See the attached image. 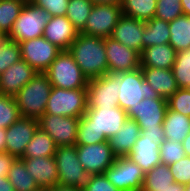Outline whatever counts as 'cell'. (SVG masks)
I'll list each match as a JSON object with an SVG mask.
<instances>
[{
  "label": "cell",
  "instance_id": "6da1fadb",
  "mask_svg": "<svg viewBox=\"0 0 190 191\" xmlns=\"http://www.w3.org/2000/svg\"><path fill=\"white\" fill-rule=\"evenodd\" d=\"M68 51L88 80L108 73L104 38L79 33Z\"/></svg>",
  "mask_w": 190,
  "mask_h": 191
},
{
  "label": "cell",
  "instance_id": "7a4b0ae2",
  "mask_svg": "<svg viewBox=\"0 0 190 191\" xmlns=\"http://www.w3.org/2000/svg\"><path fill=\"white\" fill-rule=\"evenodd\" d=\"M51 90L47 75L38 72L14 96L21 117L38 120L45 113Z\"/></svg>",
  "mask_w": 190,
  "mask_h": 191
},
{
  "label": "cell",
  "instance_id": "3957f363",
  "mask_svg": "<svg viewBox=\"0 0 190 191\" xmlns=\"http://www.w3.org/2000/svg\"><path fill=\"white\" fill-rule=\"evenodd\" d=\"M54 158L59 185L83 189L92 180L94 174L85 171L79 162L76 145L57 147Z\"/></svg>",
  "mask_w": 190,
  "mask_h": 191
},
{
  "label": "cell",
  "instance_id": "277c9868",
  "mask_svg": "<svg viewBox=\"0 0 190 191\" xmlns=\"http://www.w3.org/2000/svg\"><path fill=\"white\" fill-rule=\"evenodd\" d=\"M44 73L52 87L62 89L87 88L89 82L69 51H61Z\"/></svg>",
  "mask_w": 190,
  "mask_h": 191
},
{
  "label": "cell",
  "instance_id": "5b68a950",
  "mask_svg": "<svg viewBox=\"0 0 190 191\" xmlns=\"http://www.w3.org/2000/svg\"><path fill=\"white\" fill-rule=\"evenodd\" d=\"M161 97L145 81L141 68L118 73V106L127 111L143 98Z\"/></svg>",
  "mask_w": 190,
  "mask_h": 191
},
{
  "label": "cell",
  "instance_id": "8992f818",
  "mask_svg": "<svg viewBox=\"0 0 190 191\" xmlns=\"http://www.w3.org/2000/svg\"><path fill=\"white\" fill-rule=\"evenodd\" d=\"M87 88L52 87L44 114L80 118L87 110Z\"/></svg>",
  "mask_w": 190,
  "mask_h": 191
},
{
  "label": "cell",
  "instance_id": "52a82bcc",
  "mask_svg": "<svg viewBox=\"0 0 190 191\" xmlns=\"http://www.w3.org/2000/svg\"><path fill=\"white\" fill-rule=\"evenodd\" d=\"M49 18L50 16L45 10L28 1L6 37L17 43L42 37Z\"/></svg>",
  "mask_w": 190,
  "mask_h": 191
},
{
  "label": "cell",
  "instance_id": "ba28073f",
  "mask_svg": "<svg viewBox=\"0 0 190 191\" xmlns=\"http://www.w3.org/2000/svg\"><path fill=\"white\" fill-rule=\"evenodd\" d=\"M104 174L119 191L142 190L145 173L127 156L116 157Z\"/></svg>",
  "mask_w": 190,
  "mask_h": 191
},
{
  "label": "cell",
  "instance_id": "9c48e42d",
  "mask_svg": "<svg viewBox=\"0 0 190 191\" xmlns=\"http://www.w3.org/2000/svg\"><path fill=\"white\" fill-rule=\"evenodd\" d=\"M86 102L87 109L118 106V73H107L89 80Z\"/></svg>",
  "mask_w": 190,
  "mask_h": 191
},
{
  "label": "cell",
  "instance_id": "30bf717a",
  "mask_svg": "<svg viewBox=\"0 0 190 191\" xmlns=\"http://www.w3.org/2000/svg\"><path fill=\"white\" fill-rule=\"evenodd\" d=\"M167 108V99L164 97L143 98L135 108H129L126 113L128 118L137 122L140 130H158L164 129L163 121Z\"/></svg>",
  "mask_w": 190,
  "mask_h": 191
},
{
  "label": "cell",
  "instance_id": "8fae6325",
  "mask_svg": "<svg viewBox=\"0 0 190 191\" xmlns=\"http://www.w3.org/2000/svg\"><path fill=\"white\" fill-rule=\"evenodd\" d=\"M121 16V5H94L85 27L79 33L100 38L110 37Z\"/></svg>",
  "mask_w": 190,
  "mask_h": 191
},
{
  "label": "cell",
  "instance_id": "7c38bea8",
  "mask_svg": "<svg viewBox=\"0 0 190 191\" xmlns=\"http://www.w3.org/2000/svg\"><path fill=\"white\" fill-rule=\"evenodd\" d=\"M80 118L43 114L39 119V128L47 132L59 146L75 145Z\"/></svg>",
  "mask_w": 190,
  "mask_h": 191
},
{
  "label": "cell",
  "instance_id": "4fadbf2b",
  "mask_svg": "<svg viewBox=\"0 0 190 191\" xmlns=\"http://www.w3.org/2000/svg\"><path fill=\"white\" fill-rule=\"evenodd\" d=\"M19 46L22 60L40 73H44L62 51L43 36L20 42Z\"/></svg>",
  "mask_w": 190,
  "mask_h": 191
},
{
  "label": "cell",
  "instance_id": "5bb4252c",
  "mask_svg": "<svg viewBox=\"0 0 190 191\" xmlns=\"http://www.w3.org/2000/svg\"><path fill=\"white\" fill-rule=\"evenodd\" d=\"M79 162L85 171L94 175L104 174V172L116 160L109 142H101L90 145H76Z\"/></svg>",
  "mask_w": 190,
  "mask_h": 191
},
{
  "label": "cell",
  "instance_id": "9a60e30c",
  "mask_svg": "<svg viewBox=\"0 0 190 191\" xmlns=\"http://www.w3.org/2000/svg\"><path fill=\"white\" fill-rule=\"evenodd\" d=\"M108 73L133 71L141 67L140 53L112 37L104 38Z\"/></svg>",
  "mask_w": 190,
  "mask_h": 191
},
{
  "label": "cell",
  "instance_id": "2e32d148",
  "mask_svg": "<svg viewBox=\"0 0 190 191\" xmlns=\"http://www.w3.org/2000/svg\"><path fill=\"white\" fill-rule=\"evenodd\" d=\"M39 127L37 119L20 117L6 129V152L21 158Z\"/></svg>",
  "mask_w": 190,
  "mask_h": 191
},
{
  "label": "cell",
  "instance_id": "e0dca14e",
  "mask_svg": "<svg viewBox=\"0 0 190 191\" xmlns=\"http://www.w3.org/2000/svg\"><path fill=\"white\" fill-rule=\"evenodd\" d=\"M84 116L100 134H105L108 138L115 135L128 119L126 111L119 106L87 109Z\"/></svg>",
  "mask_w": 190,
  "mask_h": 191
},
{
  "label": "cell",
  "instance_id": "ac0fdd59",
  "mask_svg": "<svg viewBox=\"0 0 190 191\" xmlns=\"http://www.w3.org/2000/svg\"><path fill=\"white\" fill-rule=\"evenodd\" d=\"M37 73L25 60H19L0 74V93L14 97Z\"/></svg>",
  "mask_w": 190,
  "mask_h": 191
},
{
  "label": "cell",
  "instance_id": "d6986e66",
  "mask_svg": "<svg viewBox=\"0 0 190 191\" xmlns=\"http://www.w3.org/2000/svg\"><path fill=\"white\" fill-rule=\"evenodd\" d=\"M164 140L145 138L140 134L127 157L140 166L146 174L161 163L160 145Z\"/></svg>",
  "mask_w": 190,
  "mask_h": 191
},
{
  "label": "cell",
  "instance_id": "ffe728a7",
  "mask_svg": "<svg viewBox=\"0 0 190 191\" xmlns=\"http://www.w3.org/2000/svg\"><path fill=\"white\" fill-rule=\"evenodd\" d=\"M78 34L66 15L50 17L43 31V37L62 51H68Z\"/></svg>",
  "mask_w": 190,
  "mask_h": 191
},
{
  "label": "cell",
  "instance_id": "44dd1931",
  "mask_svg": "<svg viewBox=\"0 0 190 191\" xmlns=\"http://www.w3.org/2000/svg\"><path fill=\"white\" fill-rule=\"evenodd\" d=\"M143 33L144 21L122 15L110 37L141 54Z\"/></svg>",
  "mask_w": 190,
  "mask_h": 191
},
{
  "label": "cell",
  "instance_id": "7402d4cb",
  "mask_svg": "<svg viewBox=\"0 0 190 191\" xmlns=\"http://www.w3.org/2000/svg\"><path fill=\"white\" fill-rule=\"evenodd\" d=\"M39 187L52 188L58 184V169L54 156L20 158Z\"/></svg>",
  "mask_w": 190,
  "mask_h": 191
},
{
  "label": "cell",
  "instance_id": "603a6c76",
  "mask_svg": "<svg viewBox=\"0 0 190 191\" xmlns=\"http://www.w3.org/2000/svg\"><path fill=\"white\" fill-rule=\"evenodd\" d=\"M145 81L159 96L168 99L178 89L177 81L171 69L140 67Z\"/></svg>",
  "mask_w": 190,
  "mask_h": 191
},
{
  "label": "cell",
  "instance_id": "cb8c5ba5",
  "mask_svg": "<svg viewBox=\"0 0 190 191\" xmlns=\"http://www.w3.org/2000/svg\"><path fill=\"white\" fill-rule=\"evenodd\" d=\"M141 130L137 122L128 118L123 126L109 139V145L117 157L127 156L140 136Z\"/></svg>",
  "mask_w": 190,
  "mask_h": 191
},
{
  "label": "cell",
  "instance_id": "d4e9b609",
  "mask_svg": "<svg viewBox=\"0 0 190 191\" xmlns=\"http://www.w3.org/2000/svg\"><path fill=\"white\" fill-rule=\"evenodd\" d=\"M176 53L169 43L147 47L140 54L141 67L172 69Z\"/></svg>",
  "mask_w": 190,
  "mask_h": 191
},
{
  "label": "cell",
  "instance_id": "484cf974",
  "mask_svg": "<svg viewBox=\"0 0 190 191\" xmlns=\"http://www.w3.org/2000/svg\"><path fill=\"white\" fill-rule=\"evenodd\" d=\"M163 128L165 139L182 143L190 133V117L167 108Z\"/></svg>",
  "mask_w": 190,
  "mask_h": 191
},
{
  "label": "cell",
  "instance_id": "4316f807",
  "mask_svg": "<svg viewBox=\"0 0 190 191\" xmlns=\"http://www.w3.org/2000/svg\"><path fill=\"white\" fill-rule=\"evenodd\" d=\"M170 35L169 22L155 17L144 22L143 49L169 43Z\"/></svg>",
  "mask_w": 190,
  "mask_h": 191
},
{
  "label": "cell",
  "instance_id": "83f0119b",
  "mask_svg": "<svg viewBox=\"0 0 190 191\" xmlns=\"http://www.w3.org/2000/svg\"><path fill=\"white\" fill-rule=\"evenodd\" d=\"M57 146L52 137L38 127L21 158L54 156Z\"/></svg>",
  "mask_w": 190,
  "mask_h": 191
},
{
  "label": "cell",
  "instance_id": "f1b7e54d",
  "mask_svg": "<svg viewBox=\"0 0 190 191\" xmlns=\"http://www.w3.org/2000/svg\"><path fill=\"white\" fill-rule=\"evenodd\" d=\"M174 182L169 165L160 163L145 174L141 191H167Z\"/></svg>",
  "mask_w": 190,
  "mask_h": 191
},
{
  "label": "cell",
  "instance_id": "f546056e",
  "mask_svg": "<svg viewBox=\"0 0 190 191\" xmlns=\"http://www.w3.org/2000/svg\"><path fill=\"white\" fill-rule=\"evenodd\" d=\"M169 44L177 51L190 47V16L181 15L169 22Z\"/></svg>",
  "mask_w": 190,
  "mask_h": 191
},
{
  "label": "cell",
  "instance_id": "4dcf8cb0",
  "mask_svg": "<svg viewBox=\"0 0 190 191\" xmlns=\"http://www.w3.org/2000/svg\"><path fill=\"white\" fill-rule=\"evenodd\" d=\"M157 0H123L121 3L122 15L141 21L154 18Z\"/></svg>",
  "mask_w": 190,
  "mask_h": 191
},
{
  "label": "cell",
  "instance_id": "1f68e13d",
  "mask_svg": "<svg viewBox=\"0 0 190 191\" xmlns=\"http://www.w3.org/2000/svg\"><path fill=\"white\" fill-rule=\"evenodd\" d=\"M14 187V191H36L39 186L27 171L24 161L17 158L11 166L7 176Z\"/></svg>",
  "mask_w": 190,
  "mask_h": 191
},
{
  "label": "cell",
  "instance_id": "d6a6232c",
  "mask_svg": "<svg viewBox=\"0 0 190 191\" xmlns=\"http://www.w3.org/2000/svg\"><path fill=\"white\" fill-rule=\"evenodd\" d=\"M25 3L22 0H0V31L3 35L10 33Z\"/></svg>",
  "mask_w": 190,
  "mask_h": 191
},
{
  "label": "cell",
  "instance_id": "836d02e7",
  "mask_svg": "<svg viewBox=\"0 0 190 191\" xmlns=\"http://www.w3.org/2000/svg\"><path fill=\"white\" fill-rule=\"evenodd\" d=\"M93 6L94 4L90 0H69L66 17L78 32L85 27Z\"/></svg>",
  "mask_w": 190,
  "mask_h": 191
},
{
  "label": "cell",
  "instance_id": "e575fe53",
  "mask_svg": "<svg viewBox=\"0 0 190 191\" xmlns=\"http://www.w3.org/2000/svg\"><path fill=\"white\" fill-rule=\"evenodd\" d=\"M172 72L179 88L190 86V47L177 52Z\"/></svg>",
  "mask_w": 190,
  "mask_h": 191
},
{
  "label": "cell",
  "instance_id": "d590c367",
  "mask_svg": "<svg viewBox=\"0 0 190 191\" xmlns=\"http://www.w3.org/2000/svg\"><path fill=\"white\" fill-rule=\"evenodd\" d=\"M108 139L105 134H100L84 115L80 117L75 145H90L105 142Z\"/></svg>",
  "mask_w": 190,
  "mask_h": 191
},
{
  "label": "cell",
  "instance_id": "8d00e7d4",
  "mask_svg": "<svg viewBox=\"0 0 190 191\" xmlns=\"http://www.w3.org/2000/svg\"><path fill=\"white\" fill-rule=\"evenodd\" d=\"M22 59L19 43L5 37L0 43V74Z\"/></svg>",
  "mask_w": 190,
  "mask_h": 191
},
{
  "label": "cell",
  "instance_id": "74e56055",
  "mask_svg": "<svg viewBox=\"0 0 190 191\" xmlns=\"http://www.w3.org/2000/svg\"><path fill=\"white\" fill-rule=\"evenodd\" d=\"M20 117L15 98L0 94V128H9Z\"/></svg>",
  "mask_w": 190,
  "mask_h": 191
},
{
  "label": "cell",
  "instance_id": "f35d334b",
  "mask_svg": "<svg viewBox=\"0 0 190 191\" xmlns=\"http://www.w3.org/2000/svg\"><path fill=\"white\" fill-rule=\"evenodd\" d=\"M181 15L183 9L180 0H157L155 18L171 22Z\"/></svg>",
  "mask_w": 190,
  "mask_h": 191
},
{
  "label": "cell",
  "instance_id": "ab89813d",
  "mask_svg": "<svg viewBox=\"0 0 190 191\" xmlns=\"http://www.w3.org/2000/svg\"><path fill=\"white\" fill-rule=\"evenodd\" d=\"M159 154L161 163L166 165H171L186 156L181 142L168 139H165L160 145Z\"/></svg>",
  "mask_w": 190,
  "mask_h": 191
},
{
  "label": "cell",
  "instance_id": "60d3db41",
  "mask_svg": "<svg viewBox=\"0 0 190 191\" xmlns=\"http://www.w3.org/2000/svg\"><path fill=\"white\" fill-rule=\"evenodd\" d=\"M168 108L190 117V90L179 88L167 99Z\"/></svg>",
  "mask_w": 190,
  "mask_h": 191
},
{
  "label": "cell",
  "instance_id": "b9f144b4",
  "mask_svg": "<svg viewBox=\"0 0 190 191\" xmlns=\"http://www.w3.org/2000/svg\"><path fill=\"white\" fill-rule=\"evenodd\" d=\"M35 6L45 10L50 17L66 15L69 0H30Z\"/></svg>",
  "mask_w": 190,
  "mask_h": 191
},
{
  "label": "cell",
  "instance_id": "7bdbcfd3",
  "mask_svg": "<svg viewBox=\"0 0 190 191\" xmlns=\"http://www.w3.org/2000/svg\"><path fill=\"white\" fill-rule=\"evenodd\" d=\"M171 174L173 175L174 181L186 185L190 183V157L185 156L184 158L176 161L169 165Z\"/></svg>",
  "mask_w": 190,
  "mask_h": 191
},
{
  "label": "cell",
  "instance_id": "ee69618b",
  "mask_svg": "<svg viewBox=\"0 0 190 191\" xmlns=\"http://www.w3.org/2000/svg\"><path fill=\"white\" fill-rule=\"evenodd\" d=\"M83 191H119L105 176V174H96Z\"/></svg>",
  "mask_w": 190,
  "mask_h": 191
},
{
  "label": "cell",
  "instance_id": "f6af8a7d",
  "mask_svg": "<svg viewBox=\"0 0 190 191\" xmlns=\"http://www.w3.org/2000/svg\"><path fill=\"white\" fill-rule=\"evenodd\" d=\"M17 158L8 152H0V177H7L12 164Z\"/></svg>",
  "mask_w": 190,
  "mask_h": 191
},
{
  "label": "cell",
  "instance_id": "bcb514c9",
  "mask_svg": "<svg viewBox=\"0 0 190 191\" xmlns=\"http://www.w3.org/2000/svg\"><path fill=\"white\" fill-rule=\"evenodd\" d=\"M142 136L145 138H150V139H165V134H164V129H158V130H149V129H144L141 130L140 133Z\"/></svg>",
  "mask_w": 190,
  "mask_h": 191
},
{
  "label": "cell",
  "instance_id": "7dc6e473",
  "mask_svg": "<svg viewBox=\"0 0 190 191\" xmlns=\"http://www.w3.org/2000/svg\"><path fill=\"white\" fill-rule=\"evenodd\" d=\"M0 191H14V187L7 177H0Z\"/></svg>",
  "mask_w": 190,
  "mask_h": 191
},
{
  "label": "cell",
  "instance_id": "c3c4849f",
  "mask_svg": "<svg viewBox=\"0 0 190 191\" xmlns=\"http://www.w3.org/2000/svg\"><path fill=\"white\" fill-rule=\"evenodd\" d=\"M94 5H121L123 0H90Z\"/></svg>",
  "mask_w": 190,
  "mask_h": 191
},
{
  "label": "cell",
  "instance_id": "681fc988",
  "mask_svg": "<svg viewBox=\"0 0 190 191\" xmlns=\"http://www.w3.org/2000/svg\"><path fill=\"white\" fill-rule=\"evenodd\" d=\"M6 129L0 128V152H6Z\"/></svg>",
  "mask_w": 190,
  "mask_h": 191
},
{
  "label": "cell",
  "instance_id": "f907efd6",
  "mask_svg": "<svg viewBox=\"0 0 190 191\" xmlns=\"http://www.w3.org/2000/svg\"><path fill=\"white\" fill-rule=\"evenodd\" d=\"M51 189H52V191H83L82 189H78L76 187L62 186V185H59V184L52 187Z\"/></svg>",
  "mask_w": 190,
  "mask_h": 191
},
{
  "label": "cell",
  "instance_id": "816d5d0a",
  "mask_svg": "<svg viewBox=\"0 0 190 191\" xmlns=\"http://www.w3.org/2000/svg\"><path fill=\"white\" fill-rule=\"evenodd\" d=\"M182 145L185 155L190 157V133L184 138Z\"/></svg>",
  "mask_w": 190,
  "mask_h": 191
},
{
  "label": "cell",
  "instance_id": "f5cc1de1",
  "mask_svg": "<svg viewBox=\"0 0 190 191\" xmlns=\"http://www.w3.org/2000/svg\"><path fill=\"white\" fill-rule=\"evenodd\" d=\"M182 5L183 14L190 16V0H180Z\"/></svg>",
  "mask_w": 190,
  "mask_h": 191
},
{
  "label": "cell",
  "instance_id": "db71d44e",
  "mask_svg": "<svg viewBox=\"0 0 190 191\" xmlns=\"http://www.w3.org/2000/svg\"><path fill=\"white\" fill-rule=\"evenodd\" d=\"M167 191H184V185L174 182Z\"/></svg>",
  "mask_w": 190,
  "mask_h": 191
},
{
  "label": "cell",
  "instance_id": "11a10c76",
  "mask_svg": "<svg viewBox=\"0 0 190 191\" xmlns=\"http://www.w3.org/2000/svg\"><path fill=\"white\" fill-rule=\"evenodd\" d=\"M36 191H52L51 188L39 187Z\"/></svg>",
  "mask_w": 190,
  "mask_h": 191
},
{
  "label": "cell",
  "instance_id": "9f6ffc18",
  "mask_svg": "<svg viewBox=\"0 0 190 191\" xmlns=\"http://www.w3.org/2000/svg\"><path fill=\"white\" fill-rule=\"evenodd\" d=\"M184 191H190V183L184 185Z\"/></svg>",
  "mask_w": 190,
  "mask_h": 191
},
{
  "label": "cell",
  "instance_id": "6f0895ef",
  "mask_svg": "<svg viewBox=\"0 0 190 191\" xmlns=\"http://www.w3.org/2000/svg\"><path fill=\"white\" fill-rule=\"evenodd\" d=\"M6 36L5 35H3L2 33H1V31H0V39H4Z\"/></svg>",
  "mask_w": 190,
  "mask_h": 191
}]
</instances>
